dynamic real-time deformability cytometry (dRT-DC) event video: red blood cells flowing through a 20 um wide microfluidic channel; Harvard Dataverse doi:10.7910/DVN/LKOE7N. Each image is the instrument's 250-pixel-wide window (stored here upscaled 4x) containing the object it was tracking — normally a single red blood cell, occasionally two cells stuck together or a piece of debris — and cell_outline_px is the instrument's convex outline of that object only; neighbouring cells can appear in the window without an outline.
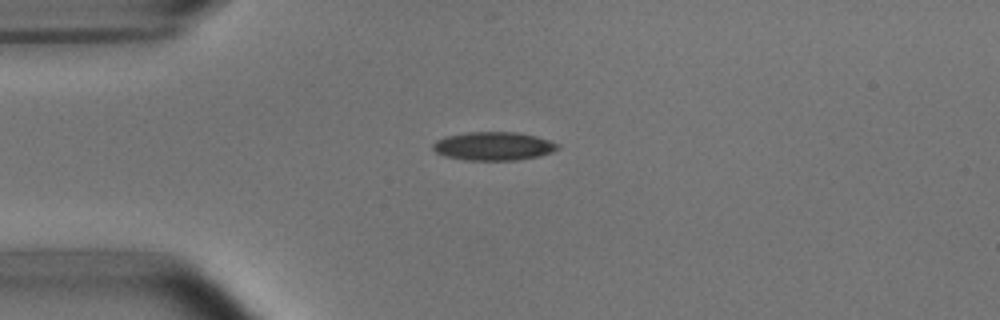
{"species": "common noctule bat (a hibernating species)", "species_latin": "Nyctalus noctula", "temperature_condition": "room temperature", "stored_images_in_passage": 41, "camera_frame_rate_fps": 3000, "um_per_image_px": 0.085, "animal": {"sex": "male", "body_mass_g": 15.6}, "frame": {"image": 1, "passage_image": 1, "time_ms": 0.0, "image_size_px": [1000, 320], "cell_outline_px": [[560, 148], [552, 152], [540, 156], [516, 160], [468, 160], [444, 156], [436, 152], [432, 148], [432, 144], [436, 140], [444, 136], [468, 132], [520, 132], [552, 140], [560, 144]], "centroid_in_image_um": [41.98, 12.41], "position_along_channel_um": 43.0, "area_um2": 20.98}}
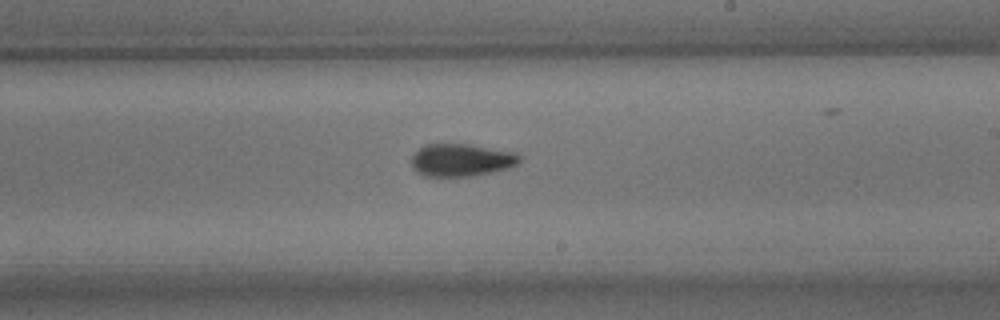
{"frame": {"image": 2, "passage_image": 19, "time_ms": 6.0, "image_size_px": [1000, 320], "cell_outline_px": [[520, 160], [516, 164], [508, 168], [492, 172], [472, 176], [424, 176], [416, 172], [412, 168], [412, 156], [420, 148], [428, 144], [468, 144], [516, 152], [520, 156]], "centroid_in_image_um": [39.21, 13.61], "position_along_channel_um": 249.8, "area_um2": 20.46}}
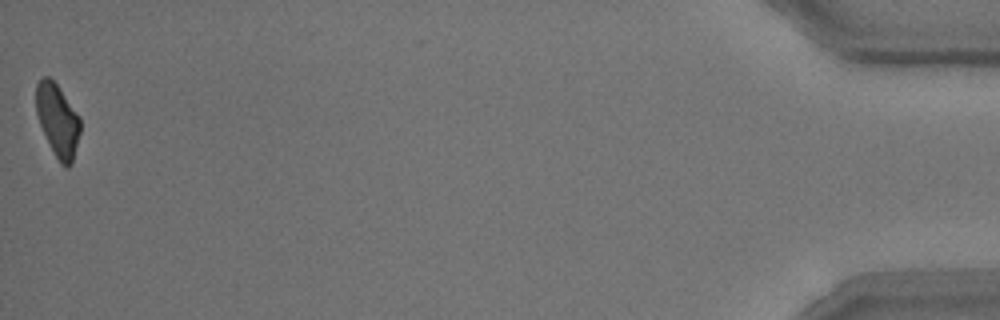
{"frame": {"image": 3, "passage_image": 41, "time_ms": 13.333, "image_size_px": [1000, 320], "cell_outline_px": [[80, 132], [72, 164], [68, 168], [64, 168], [60, 164], [40, 124], [36, 112], [36, 84], [44, 76], [48, 76], [56, 84], [80, 116]], "centroid_in_image_um": [4.91, 10.24], "position_along_channel_um": 430.3, "area_um2": 18.44}, "authors_computed_cell_mechanics": {"area_um2": 20.3456, "velocity_mm_per_s": 3.7521, "shape_relaxation_time_tau1_ms": 7.4146, "shape_relaxation_time_tau2_ms": 3.2361, "deformation_change_tau1": 0.1869, "deformation_change_tau2": 0.1049}}